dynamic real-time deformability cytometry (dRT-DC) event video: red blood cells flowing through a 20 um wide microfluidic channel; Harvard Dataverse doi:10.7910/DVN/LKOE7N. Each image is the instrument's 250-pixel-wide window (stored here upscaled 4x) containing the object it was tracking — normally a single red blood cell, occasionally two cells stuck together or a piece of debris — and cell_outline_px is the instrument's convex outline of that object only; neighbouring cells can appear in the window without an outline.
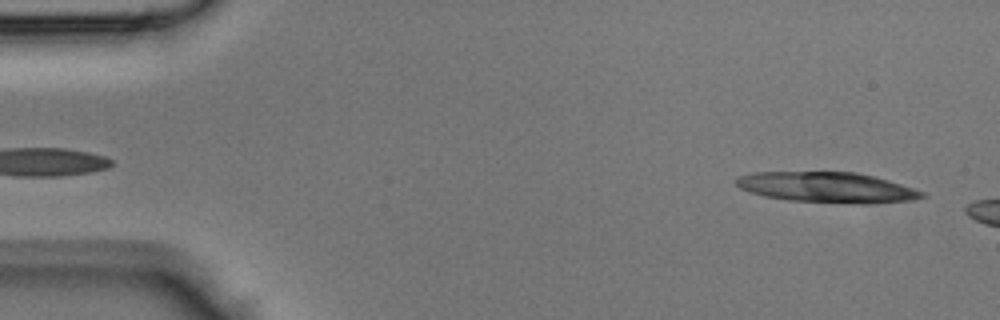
{"species": "Egyptian fruit bat (a non-hibernating species)", "species_latin": "Rousettus aegyptiacus", "temperature_condition": "room temperature", "stored_images_in_passage": 5, "camera_frame_rate_fps": 3000, "um_per_image_px": 0.085, "animal": {"sex": "male"}, "frame": {"image": 1, "passage_image": 1, "time_ms": 0.0, "image_size_px": [1000, 320], "cell_outline_px": [[928, 196], [912, 200], [868, 204], [860, 204], [788, 200], [764, 196], [740, 188], [736, 184], [736, 176], [752, 172], [856, 172], [888, 180], [924, 192]], "centroid_in_image_um": [70.3, 15.93], "position_along_channel_um": 14.7, "area_um2": 32.95}}